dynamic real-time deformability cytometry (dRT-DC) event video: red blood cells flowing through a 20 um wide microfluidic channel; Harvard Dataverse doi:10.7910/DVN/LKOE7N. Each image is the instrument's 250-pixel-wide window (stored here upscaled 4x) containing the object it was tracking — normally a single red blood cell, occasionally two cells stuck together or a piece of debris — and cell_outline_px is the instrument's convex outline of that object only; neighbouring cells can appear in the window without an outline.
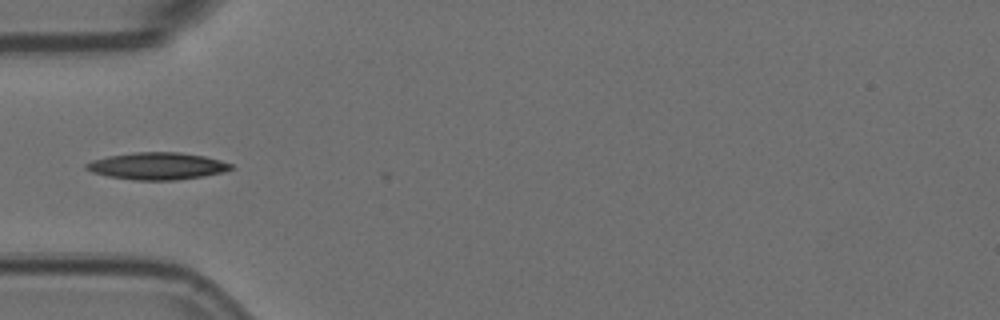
{"species": "Egyptian fruit bat (a non-hibernating species)", "species_latin": "Rousettus aegyptiacus", "temperature_condition": "room temperature", "stored_images_in_passage": 6, "camera_frame_rate_fps": 3000, "um_per_image_px": 0.085, "animal": {"sex": "female"}, "frame": {"image": 1, "passage_image": 6, "time_ms": 1.667, "image_size_px": [1000, 320], "cell_outline_px": [[236, 168], [224, 172], [204, 176], [176, 180], [132, 180], [108, 176], [92, 172], [84, 168], [84, 164], [92, 160], [108, 156], [132, 152], [180, 152], [204, 156], [220, 160], [232, 164]], "centroid_in_image_um": [13.38, 14.11], "position_along_channel_um": 71.6, "area_um2": 23.06}}